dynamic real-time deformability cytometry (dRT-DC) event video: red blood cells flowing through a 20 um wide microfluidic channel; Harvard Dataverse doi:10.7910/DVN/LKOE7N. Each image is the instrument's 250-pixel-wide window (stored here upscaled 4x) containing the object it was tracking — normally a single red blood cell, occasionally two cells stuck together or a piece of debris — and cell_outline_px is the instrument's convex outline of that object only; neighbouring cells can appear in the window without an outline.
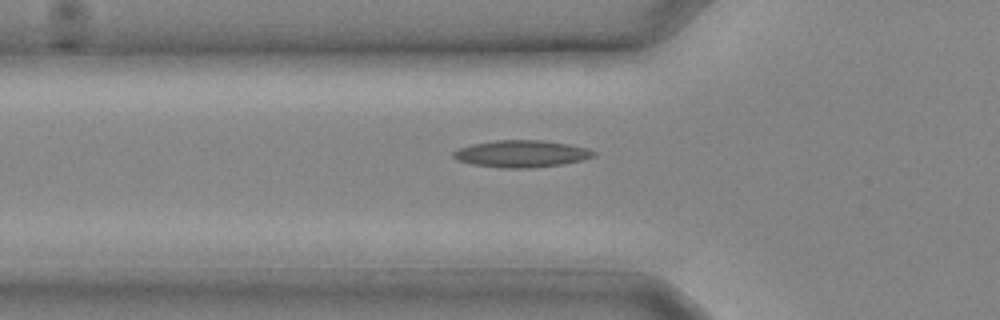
{"species": "common noctule bat (a hibernating species)", "species_latin": "Nyctalus noctula", "temperature_condition": "cold", "stored_images_in_passage": 11, "camera_frame_rate_fps": 3000, "um_per_image_px": 0.085, "animal": {"sex": "male", "body_mass_g": 20.4}, "frame": {"image": 1, "passage_image": 5, "time_ms": 1.333, "image_size_px": [1000, 320], "cell_outline_px": [[596, 156], [584, 160], [560, 164], [528, 168], [504, 168], [472, 164], [456, 160], [452, 156], [452, 152], [456, 148], [472, 144], [496, 140], [544, 140], [568, 144], [588, 148], [596, 152]], "centroid_in_image_um": [44.31, 13.06], "position_along_channel_um": 81.5, "area_um2": 22.2}}
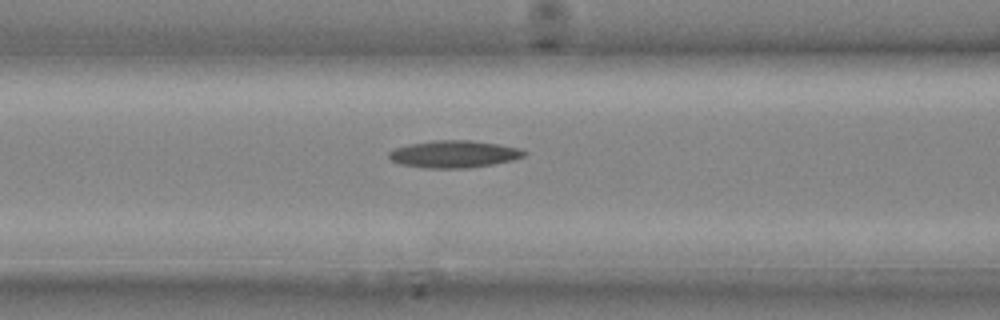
{"frame": {"image": 2, "passage_image": 7, "time_ms": 2.0, "image_size_px": [1000, 320], "cell_outline_px": [[528, 152], [524, 156], [512, 160], [492, 164], [468, 168], [428, 168], [400, 164], [392, 160], [388, 156], [388, 152], [396, 148], [412, 144], [436, 140], [468, 140], [496, 144], [520, 148]], "centroid_in_image_um": [38.61, 13.1], "position_along_channel_um": 128.0, "area_um2": 21.15}}
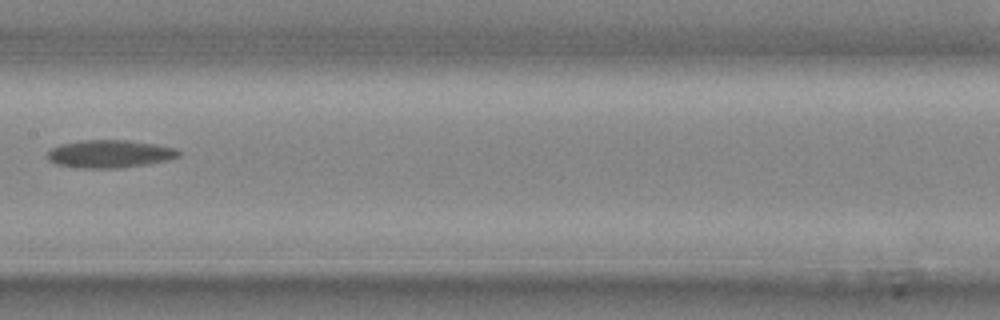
{"frame": {"image": 3, "passage_image": 10, "time_ms": 3.0, "image_size_px": [1000, 320], "cell_outline_px": [[180, 156], [168, 160], [148, 164], [116, 168], [84, 168], [56, 164], [48, 160], [48, 152], [52, 148], [60, 144], [84, 140], [128, 140], [156, 144], [176, 148], [180, 152]], "centroid_in_image_um": [9.35, 13.07], "position_along_channel_um": 198.0, "area_um2": 21.21}}